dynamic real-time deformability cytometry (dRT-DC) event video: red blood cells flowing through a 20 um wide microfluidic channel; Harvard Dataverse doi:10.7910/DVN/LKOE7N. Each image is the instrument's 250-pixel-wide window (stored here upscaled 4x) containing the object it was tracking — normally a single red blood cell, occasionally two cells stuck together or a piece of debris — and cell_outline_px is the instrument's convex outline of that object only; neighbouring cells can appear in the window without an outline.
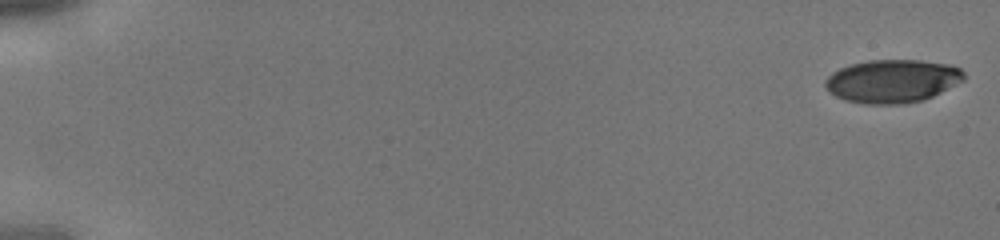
{"species": "human", "species_latin": "Homo sapiens", "temperature_condition": "cold", "stored_images_in_passage": 43, "camera_frame_rate_fps": 3000, "um_per_image_px": 0.085, "donor": {"sex": "male"}, "frame": {"image": 1, "passage_image": 1, "time_ms": 0.0, "image_size_px": [1000, 240], "cell_outline_px": [[964, 80], [932, 96], [920, 100], [904, 104], [864, 104], [844, 100], [828, 92], [824, 84], [824, 80], [832, 72], [840, 68], [852, 64], [868, 60], [920, 60], [948, 64], [960, 68], [964, 72]], "centroid_in_image_um": [75.81, 6.89], "position_along_channel_um": 9.2, "area_um2": 34.91}}
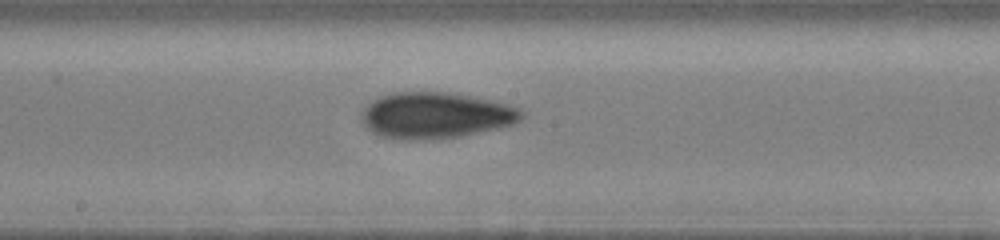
{"frame": {"image": 2, "passage_image": 25, "time_ms": 8.0, "image_size_px": [1000, 240], "cell_outline_px": [[524, 116], [520, 120], [512, 124], [496, 128], [460, 136], [432, 140], [404, 140], [380, 136], [372, 132], [360, 120], [360, 116], [364, 108], [372, 100], [380, 96], [396, 92], [444, 92], [468, 96], [508, 104], [520, 108], [524, 112]], "centroid_in_image_um": [36.99, 9.82], "position_along_channel_um": 211.2, "area_um2": 42.95}}
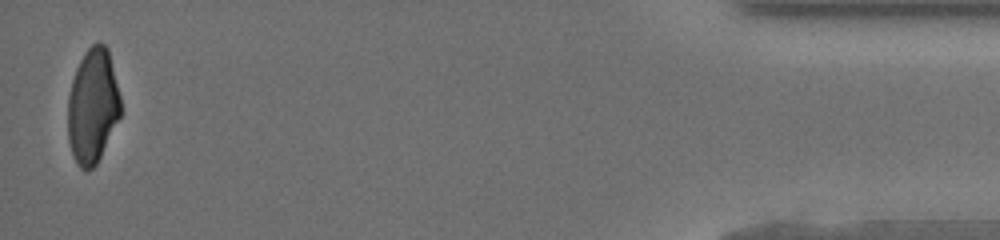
{"frame": {"image": 3, "passage_image": 43, "time_ms": 14.0, "image_size_px": [1000, 240], "cell_outline_px": [[120, 116], [96, 164], [92, 168], [80, 168], [76, 164], [72, 156], [68, 140], [68, 96], [72, 80], [76, 68], [84, 52], [92, 44], [100, 40], [108, 48], [120, 96]], "centroid_in_image_um": [7.86, 8.98], "position_along_channel_um": 427.3, "area_um2": 35.2}}